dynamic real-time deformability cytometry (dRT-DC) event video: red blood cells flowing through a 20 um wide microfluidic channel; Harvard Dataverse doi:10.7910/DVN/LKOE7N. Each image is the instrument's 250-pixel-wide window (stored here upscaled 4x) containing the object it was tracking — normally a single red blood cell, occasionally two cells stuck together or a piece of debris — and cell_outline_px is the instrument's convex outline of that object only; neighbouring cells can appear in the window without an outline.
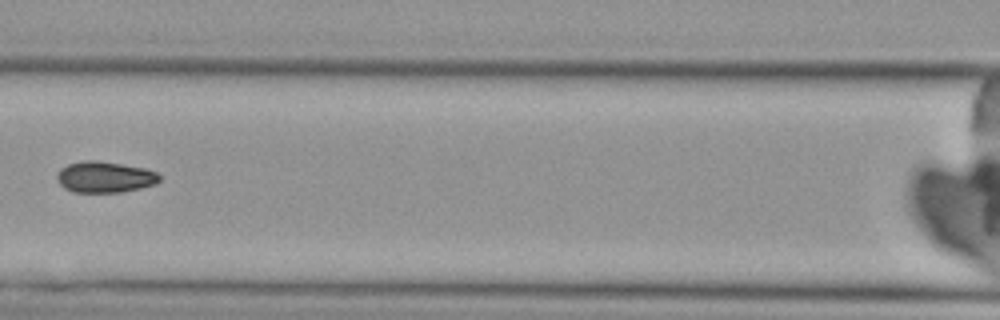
{"species": "Egyptian fruit bat (a non-hibernating species)", "species_latin": "Rousettus aegyptiacus", "temperature_condition": "cold", "stored_images_in_passage": 5, "camera_frame_rate_fps": 3000, "um_per_image_px": 0.085, "animal": {"sex": "female"}, "frame": {"image": 1, "passage_image": 5, "time_ms": 4.667, "image_size_px": [1000, 320], "cell_outline_px": [[160, 180], [156, 184], [140, 188], [120, 192], [72, 192], [64, 188], [56, 180], [56, 176], [60, 168], [68, 164], [84, 160], [96, 160], [144, 168], [156, 172], [160, 176]], "centroid_in_image_um": [8.87, 15.05], "position_along_channel_um": 157.7, "area_um2": 18.61}}